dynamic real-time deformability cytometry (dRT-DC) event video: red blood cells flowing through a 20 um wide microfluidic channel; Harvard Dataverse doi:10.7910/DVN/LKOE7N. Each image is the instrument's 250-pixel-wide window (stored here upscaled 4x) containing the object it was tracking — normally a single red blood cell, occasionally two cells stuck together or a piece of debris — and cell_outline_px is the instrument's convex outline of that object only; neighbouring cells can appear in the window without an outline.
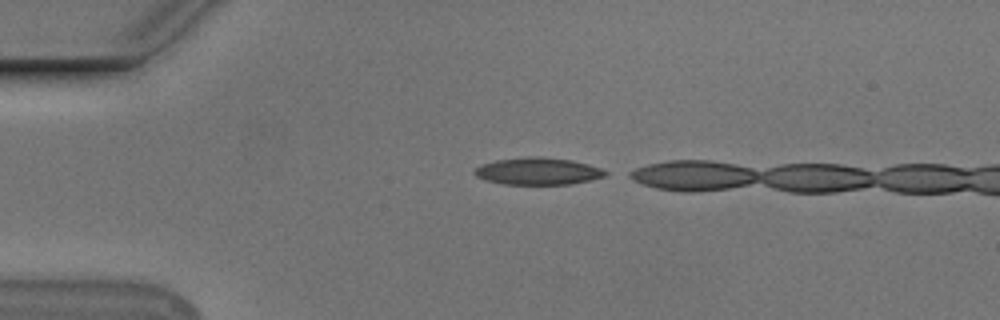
{"species": "Egyptian fruit bat (a non-hibernating species)", "species_latin": "Rousettus aegyptiacus", "temperature_condition": "cold", "stored_images_in_passage": 4, "camera_frame_rate_fps": 3000, "um_per_image_px": 0.085, "animal": {"sex": "male"}, "frame": {"image": 1, "passage_image": 1, "time_ms": 0.0, "image_size_px": [1000, 320], "cell_outline_px": [[608, 176], [592, 180], [572, 184], [504, 184], [484, 180], [476, 176], [472, 172], [480, 164], [496, 160], [528, 156], [540, 156], [572, 160], [588, 164], [600, 168], [608, 172]], "centroid_in_image_um": [45.73, 14.55], "position_along_channel_um": 39.3, "area_um2": 20.92}}